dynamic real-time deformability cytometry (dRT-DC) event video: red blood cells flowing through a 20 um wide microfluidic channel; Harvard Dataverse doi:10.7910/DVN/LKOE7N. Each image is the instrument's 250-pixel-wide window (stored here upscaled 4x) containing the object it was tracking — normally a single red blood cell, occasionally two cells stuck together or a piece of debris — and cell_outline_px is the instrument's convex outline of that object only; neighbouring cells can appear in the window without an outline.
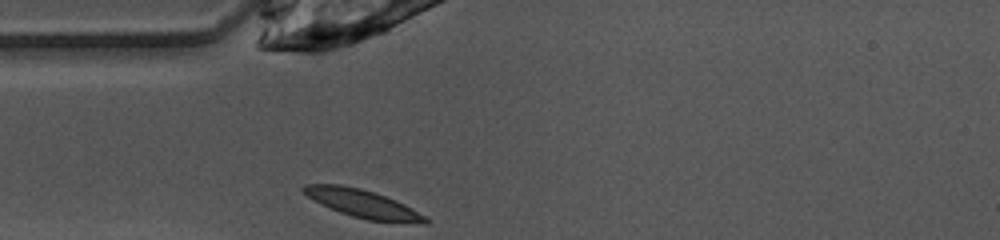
{"species": "common noctule bat (a hibernating species)", "species_latin": "Nyctalus noctula", "temperature_condition": "warm", "stored_images_in_passage": 26, "camera_frame_rate_fps": 3000, "um_per_image_px": 0.085, "animal": {"sex": "female", "body_mass_g": 10.0, "forearm_length_mm": 53.1}, "frame": {"image": 1, "passage_image": 1, "time_ms": 0.0, "image_size_px": [1000, 240], "cell_outline_px": [[432, 220], [428, 224], [424, 224], [368, 220], [352, 216], [340, 212], [308, 196], [300, 188], [304, 184], [340, 184], [360, 188], [396, 200], [404, 204]], "centroid_in_image_um": [30.89, 17.32], "position_along_channel_um": 54.1, "area_um2": 19.59}}
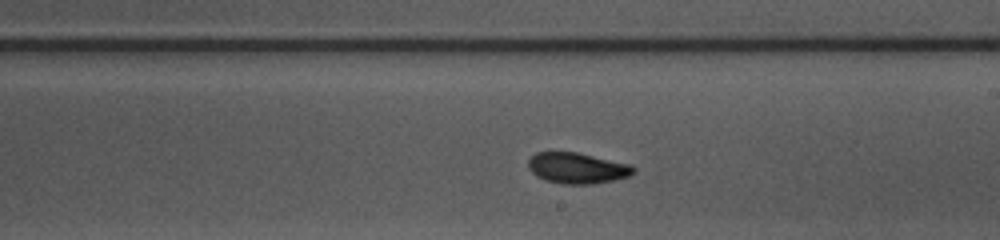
{"frame": {"image": 2, "passage_image": 15, "time_ms": 4.667, "image_size_px": [1000, 240], "cell_outline_px": [[636, 172], [628, 176], [616, 180], [592, 184], [564, 184], [544, 180], [536, 176], [528, 168], [528, 160], [536, 152], [576, 152], [632, 164], [636, 168]], "centroid_in_image_um": [49.09, 14.29], "position_along_channel_um": 239.9, "area_um2": 19.13}}
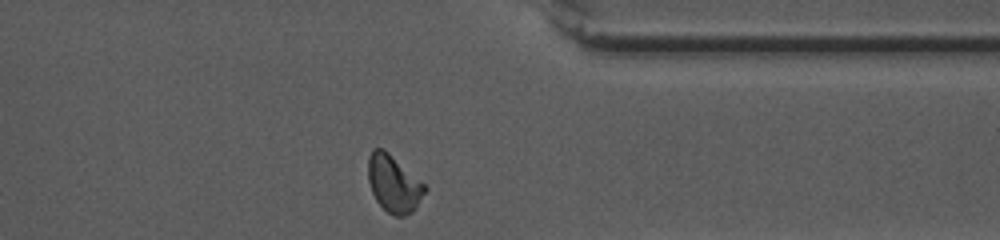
{"frame": {"image": 3, "passage_image": 26, "time_ms": 8.333, "image_size_px": [1000, 240], "cell_outline_px": [[428, 188], [412, 212], [404, 216], [396, 216], [388, 212], [376, 200], [372, 192], [368, 180], [368, 156], [372, 148], [384, 148], [424, 184]], "centroid_in_image_um": [33.44, 15.59], "position_along_channel_um": 378.0, "area_um2": 18.67}, "authors_computed_cell_mechanics": {"area_um2": 18.8717, "velocity_mm_per_s": 4.0069, "shape_relaxation_time_tau1_ms": 5.4885, "shape_relaxation_time_tau2_ms": 2.8311, "deformation_change_tau1": 0.1448, "deformation_change_tau2": 0.07}}